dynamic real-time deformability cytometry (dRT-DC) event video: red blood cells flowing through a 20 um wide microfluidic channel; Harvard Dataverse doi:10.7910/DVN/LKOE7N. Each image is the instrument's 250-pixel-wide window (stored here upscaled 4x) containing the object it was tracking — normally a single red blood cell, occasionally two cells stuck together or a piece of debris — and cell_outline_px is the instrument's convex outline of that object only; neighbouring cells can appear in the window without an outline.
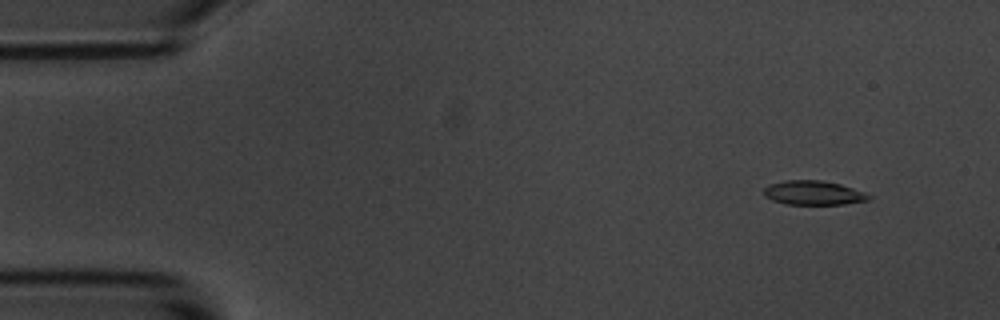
{"species": "common noctule bat (a hibernating species)", "species_latin": "Nyctalus noctula", "temperature_condition": "room temperature", "stored_images_in_passage": 14, "camera_frame_rate_fps": 3000, "um_per_image_px": 0.085, "animal": {"sex": "male", "body_mass_g": 20.1, "forearm_length_mm": 53.5}, "frame": {"image": 1, "passage_image": 1, "time_ms": 0.0, "image_size_px": [1000, 320], "cell_outline_px": [[872, 196], [868, 200], [844, 204], [788, 204], [772, 200], [764, 196], [760, 192], [768, 184], [784, 180], [820, 180], [840, 184], [864, 192]], "centroid_in_image_um": [69.08, 16.38], "position_along_channel_um": 15.9, "area_um2": 14.85}}
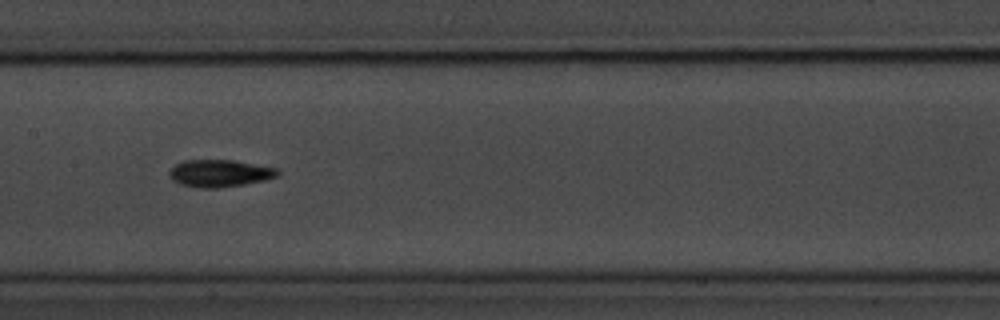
{"frame": {"image": 2, "passage_image": 7, "time_ms": 7.667, "image_size_px": [1000, 320], "cell_outline_px": [[280, 176], [264, 180], [244, 184], [220, 188], [200, 188], [180, 184], [172, 180], [168, 176], [168, 172], [176, 164], [184, 160], [232, 160], [276, 168], [280, 172]], "centroid_in_image_um": [18.66, 14.73], "position_along_channel_um": 188.7, "area_um2": 17.22}}
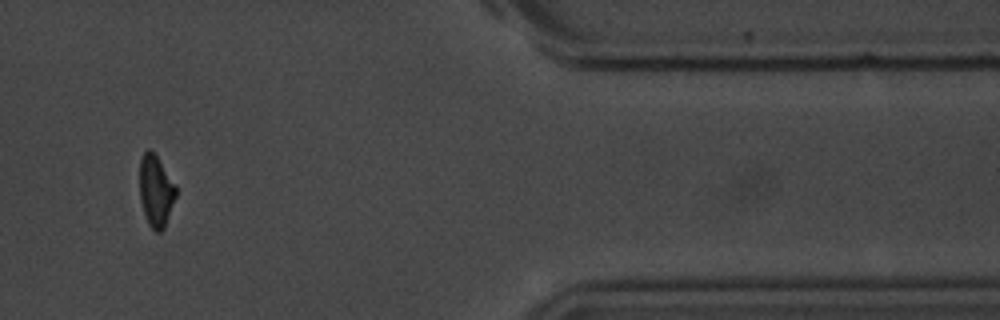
{"frame": {"image": 3, "passage_image": 13, "time_ms": 14.667, "image_size_px": [1000, 320], "cell_outline_px": [[176, 196], [164, 228], [160, 232], [156, 232], [148, 224], [140, 200], [140, 160], [144, 152], [148, 148], [156, 156], [176, 184]], "centroid_in_image_um": [13.25, 16.24], "position_along_channel_um": 398.1, "area_um2": 14.97}, "authors_computed_cell_mechanics": {"area_um2": 15.4904, "velocity_mm_per_s": 3.5129, "shape_relaxation_time_tau1_ms": 2.9725, "shape_relaxation_time_tau2_ms": 5.8645, "deformation_change_tau1": 0.1396, "deformation_change_tau2": 0.1592}}